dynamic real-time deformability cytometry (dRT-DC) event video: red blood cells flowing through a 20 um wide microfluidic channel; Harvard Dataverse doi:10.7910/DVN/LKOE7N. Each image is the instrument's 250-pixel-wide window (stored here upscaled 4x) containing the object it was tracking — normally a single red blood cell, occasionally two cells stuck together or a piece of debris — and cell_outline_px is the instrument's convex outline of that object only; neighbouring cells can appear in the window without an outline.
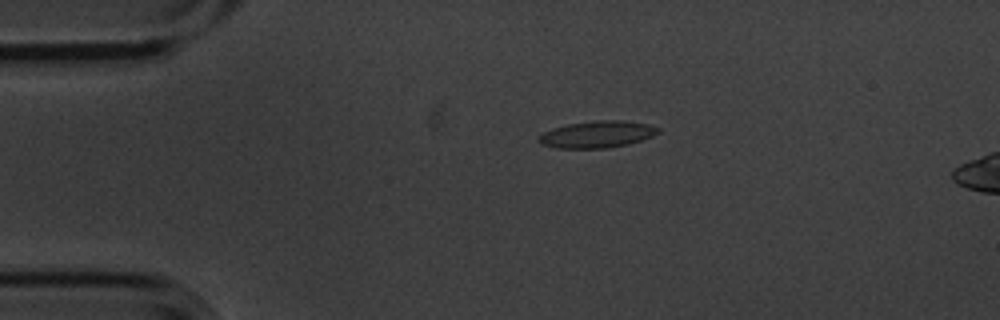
{"species": "common noctule bat (a hibernating species)", "species_latin": "Nyctalus noctula", "temperature_condition": "cold", "stored_images_in_passage": 5, "camera_frame_rate_fps": 3000, "um_per_image_px": 0.085, "animal": {"sex": "male", "body_mass_g": 20.1, "forearm_length_mm": 53.5}, "frame": {"image": 1, "passage_image": 3, "time_ms": 0.667, "image_size_px": [1000, 320], "cell_outline_px": [[660, 132], [652, 136], [628, 144], [608, 148], [556, 148], [540, 144], [540, 136], [544, 132], [552, 128], [568, 124], [596, 120], [620, 120], [648, 124], [660, 128]], "centroid_in_image_um": [50.77, 11.42], "position_along_channel_um": 34.2, "area_um2": 18.55}}